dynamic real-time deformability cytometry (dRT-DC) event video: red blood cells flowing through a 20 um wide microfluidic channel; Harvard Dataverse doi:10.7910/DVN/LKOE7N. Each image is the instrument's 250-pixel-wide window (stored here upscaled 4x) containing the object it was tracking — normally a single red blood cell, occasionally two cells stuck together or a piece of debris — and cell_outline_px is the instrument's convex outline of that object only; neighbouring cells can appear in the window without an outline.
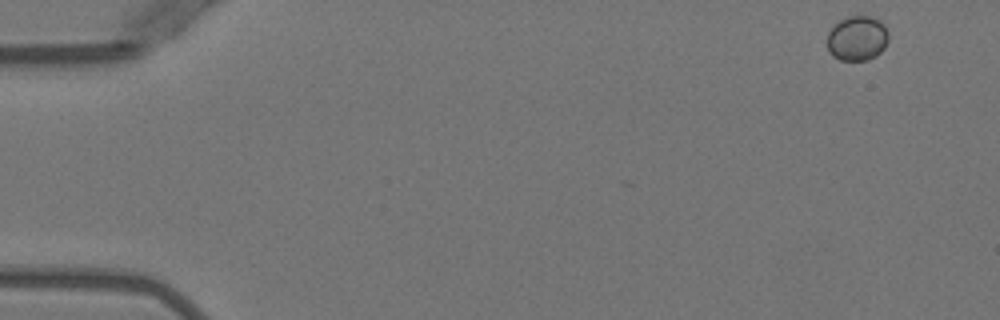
{"species": "Egyptian fruit bat (a non-hibernating species)", "species_latin": "Rousettus aegyptiacus", "temperature_condition": "warm", "stored_images_in_passage": 4, "camera_frame_rate_fps": 3000, "um_per_image_px": 0.085, "animal": {"sex": "female"}, "frame": {"image": 1, "passage_image": 1, "time_ms": 0.0, "image_size_px": [1000, 320], "cell_outline_px": [[888, 40], [884, 48], [876, 56], [868, 60], [840, 60], [832, 56], [828, 52], [828, 32], [840, 20], [848, 16], [868, 16], [880, 20], [884, 24], [888, 32]], "centroid_in_image_um": [72.87, 3.26], "position_along_channel_um": 12.1, "area_um2": 16.07}}
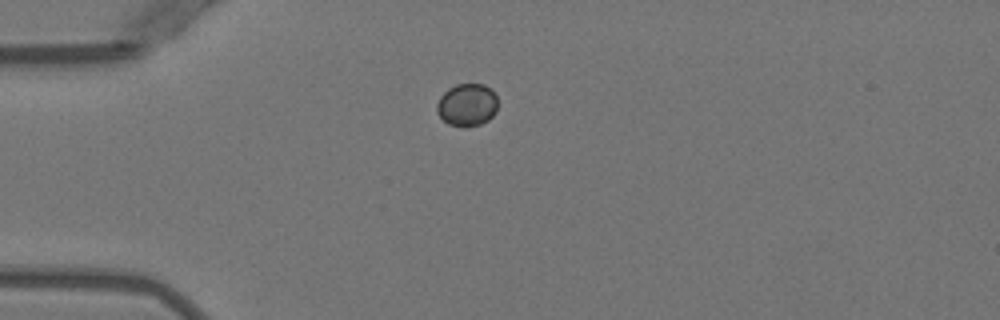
{"frame": {"image": 2, "passage_image": 4, "time_ms": 3.667, "image_size_px": [1000, 320], "cell_outline_px": [[496, 112], [488, 120], [480, 124], [464, 128], [448, 124], [436, 112], [436, 104], [440, 96], [448, 88], [456, 84], [484, 84], [492, 88], [496, 96]], "centroid_in_image_um": [39.69, 8.91], "position_along_channel_um": 45.3, "area_um2": 15.32}}